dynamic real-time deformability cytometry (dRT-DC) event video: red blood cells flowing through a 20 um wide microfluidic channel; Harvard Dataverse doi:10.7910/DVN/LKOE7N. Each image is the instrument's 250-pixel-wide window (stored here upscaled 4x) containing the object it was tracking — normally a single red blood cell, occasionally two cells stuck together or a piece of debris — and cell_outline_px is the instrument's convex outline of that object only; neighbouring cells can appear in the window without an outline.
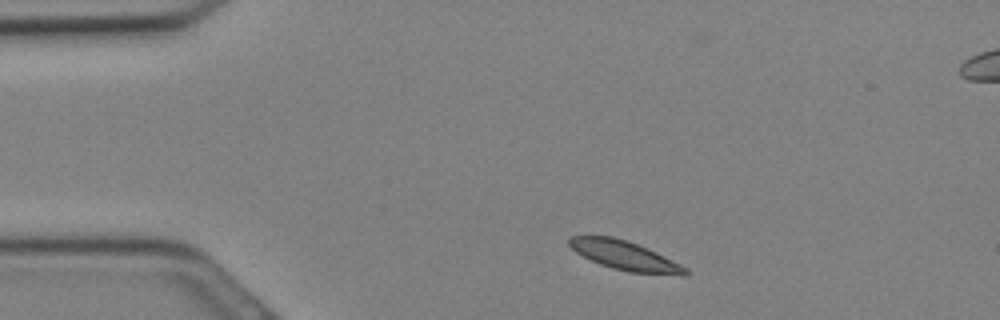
{"species": "Egyptian fruit bat (a non-hibernating species)", "species_latin": "Rousettus aegyptiacus", "temperature_condition": "cold", "stored_images_in_passage": 29, "segment_of_instrument_passage": [1, 2], "camera_frame_rate_fps": 3000, "um_per_image_px": 0.085, "animal": {"sex": "female"}, "frame": {"image": 1, "passage_image": 2, "time_ms": 0.333, "image_size_px": [1000, 320], "cell_outline_px": [[688, 272], [684, 276], [628, 272], [612, 268], [600, 264], [576, 252], [568, 244], [568, 236], [612, 236], [648, 248], [688, 268]], "centroid_in_image_um": [53.12, 21.73], "position_along_channel_um": 31.9, "area_um2": 19.59}}
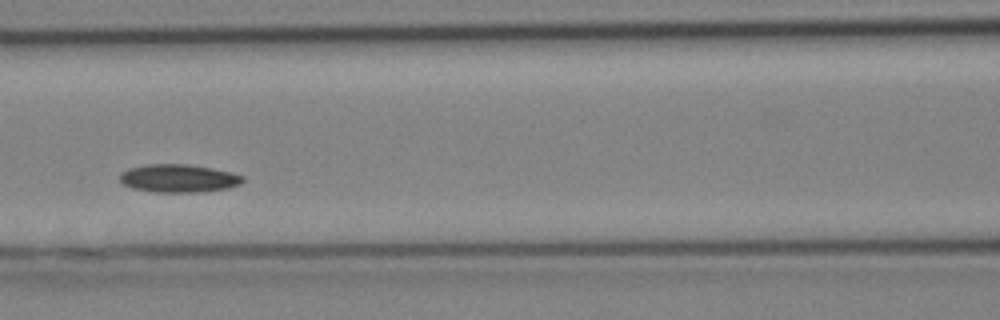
{"frame": {"image": 2, "passage_image": 10, "time_ms": 3.0, "image_size_px": [1000, 320], "cell_outline_px": [[244, 180], [240, 184], [228, 188], [196, 192], [152, 192], [132, 188], [124, 184], [120, 180], [120, 172], [128, 168], [144, 164], [184, 164], [212, 168], [244, 176]], "centroid_in_image_um": [15.13, 15.15], "position_along_channel_um": 151.5, "area_um2": 20.06}}
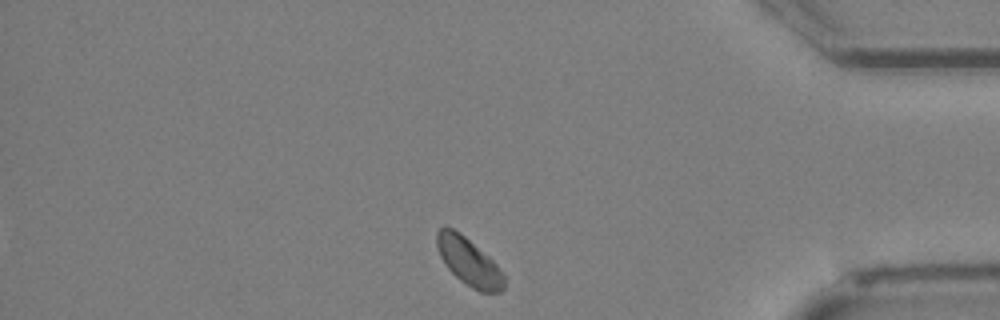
{"frame": {"image": 3, "passage_image": 23, "time_ms": 7.333, "image_size_px": [1000, 320], "cell_outline_px": [[504, 288], [500, 292], [480, 292], [472, 288], [460, 280], [448, 268], [440, 256], [436, 244], [436, 232], [444, 224], [460, 232], [488, 256], [496, 264], [504, 276]], "centroid_in_image_um": [39.82, 22.22], "position_along_channel_um": 395.4, "area_um2": 18.55}}